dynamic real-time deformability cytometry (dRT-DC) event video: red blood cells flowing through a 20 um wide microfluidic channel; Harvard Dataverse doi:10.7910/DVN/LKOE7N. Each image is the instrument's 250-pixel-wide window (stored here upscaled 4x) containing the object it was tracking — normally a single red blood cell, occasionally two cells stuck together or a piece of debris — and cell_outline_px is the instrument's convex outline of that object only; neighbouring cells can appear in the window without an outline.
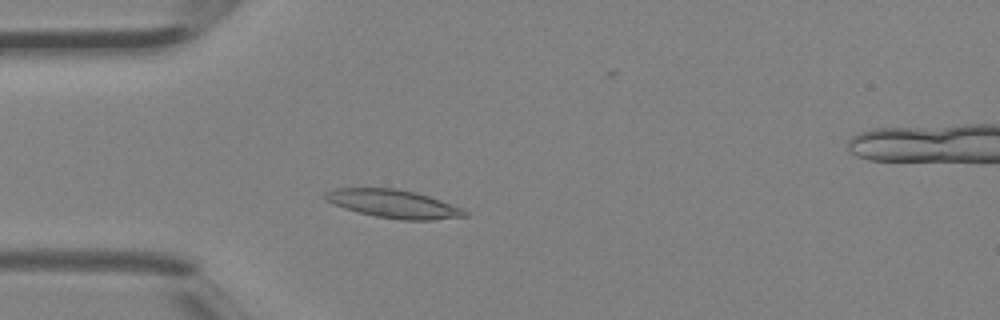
{"species": "Egyptian fruit bat (a non-hibernating species)", "species_latin": "Rousettus aegyptiacus", "temperature_condition": "room temperature", "stored_images_in_passage": 2, "camera_frame_rate_fps": 3000, "um_per_image_px": 0.085, "animal": {"sex": "female"}, "frame": {"image": 1, "passage_image": 2, "time_ms": 0.333, "image_size_px": [1000, 320], "cell_outline_px": [[468, 216], [432, 220], [400, 220], [376, 216], [344, 208], [320, 196], [324, 192], [336, 188], [396, 188], [416, 192], [440, 200], [460, 208], [468, 212]], "centroid_in_image_um": [33.44, 17.32], "position_along_channel_um": 51.6, "area_um2": 22.77}}